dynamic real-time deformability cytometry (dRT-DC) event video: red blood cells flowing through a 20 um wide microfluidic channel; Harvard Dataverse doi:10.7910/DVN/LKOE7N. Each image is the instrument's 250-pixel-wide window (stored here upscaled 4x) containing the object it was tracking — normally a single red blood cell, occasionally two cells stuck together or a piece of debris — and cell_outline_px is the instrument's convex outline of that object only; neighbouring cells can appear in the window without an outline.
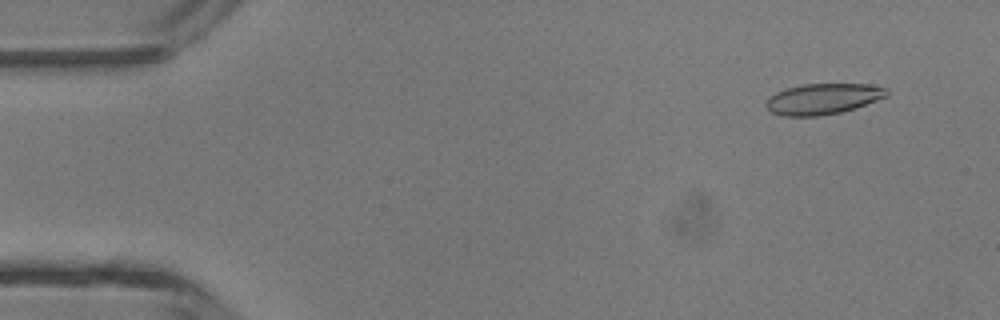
{"species": "common noctule bat (a hibernating species)", "species_latin": "Nyctalus noctula", "temperature_condition": "room temperature", "stored_images_in_passage": 4, "camera_frame_rate_fps": 3000, "um_per_image_px": 0.085, "animal": {"sex": "male", "body_mass_g": 13.3}, "frame": {"image": 1, "passage_image": 1, "time_ms": 0.0, "image_size_px": [1000, 320], "cell_outline_px": [[888, 96], [840, 112], [820, 116], [784, 116], [772, 112], [764, 104], [776, 92], [788, 88], [804, 84], [868, 84], [888, 88]], "centroid_in_image_um": [69.96, 8.4], "position_along_channel_um": 15.0, "area_um2": 21.33}}